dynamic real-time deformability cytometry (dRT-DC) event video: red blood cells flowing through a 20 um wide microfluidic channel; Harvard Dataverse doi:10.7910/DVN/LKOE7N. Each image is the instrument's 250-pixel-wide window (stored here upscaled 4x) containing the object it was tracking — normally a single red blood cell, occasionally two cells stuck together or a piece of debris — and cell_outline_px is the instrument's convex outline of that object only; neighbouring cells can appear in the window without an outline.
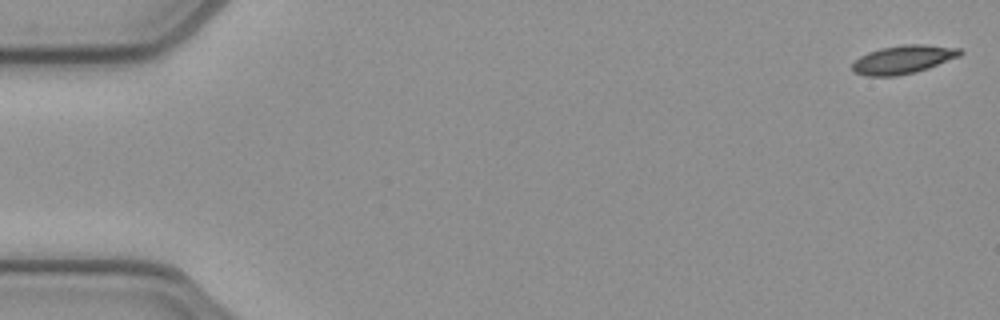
{"species": "common noctule bat (a hibernating species)", "species_latin": "Nyctalus noctula", "temperature_condition": "cold", "stored_images_in_passage": 10, "camera_frame_rate_fps": 3000, "um_per_image_px": 0.085, "animal": {"sex": "female", "body_mass_g": 21.9}, "frame": {"image": 1, "passage_image": 1, "time_ms": 0.0, "image_size_px": [1000, 320], "cell_outline_px": [[964, 52], [960, 56], [928, 68], [916, 72], [896, 76], [864, 76], [852, 72], [852, 64], [860, 56], [868, 52], [880, 48], [904, 44], [924, 44], [960, 48]], "centroid_in_image_um": [76.76, 5.06], "position_along_channel_um": 8.2, "area_um2": 17.98}}